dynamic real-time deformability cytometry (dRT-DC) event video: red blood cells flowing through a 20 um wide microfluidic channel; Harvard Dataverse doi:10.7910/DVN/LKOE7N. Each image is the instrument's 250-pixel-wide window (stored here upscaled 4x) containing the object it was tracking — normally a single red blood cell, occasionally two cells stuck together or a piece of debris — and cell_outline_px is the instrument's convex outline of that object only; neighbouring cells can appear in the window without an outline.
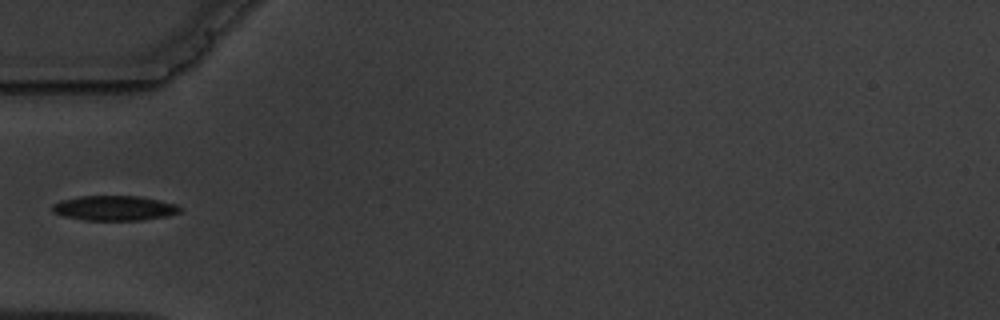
{"species": "common noctule bat (a hibernating species)", "species_latin": "Nyctalus noctula", "temperature_condition": "warm", "stored_images_in_passage": 6, "camera_frame_rate_fps": 3000, "um_per_image_px": 0.085, "animal": {"sex": "male", "body_mass_g": 19.5, "forearm_length_mm": 54.6}, "frame": {"image": 1, "passage_image": 6, "time_ms": 6.0, "image_size_px": [1000, 320], "cell_outline_px": [[184, 208], [180, 212], [168, 216], [140, 220], [84, 220], [64, 216], [52, 212], [52, 204], [60, 200], [80, 196], [140, 196], [176, 204]], "centroid_in_image_um": [9.73, 17.69], "position_along_channel_um": 75.3, "area_um2": 18.61}}